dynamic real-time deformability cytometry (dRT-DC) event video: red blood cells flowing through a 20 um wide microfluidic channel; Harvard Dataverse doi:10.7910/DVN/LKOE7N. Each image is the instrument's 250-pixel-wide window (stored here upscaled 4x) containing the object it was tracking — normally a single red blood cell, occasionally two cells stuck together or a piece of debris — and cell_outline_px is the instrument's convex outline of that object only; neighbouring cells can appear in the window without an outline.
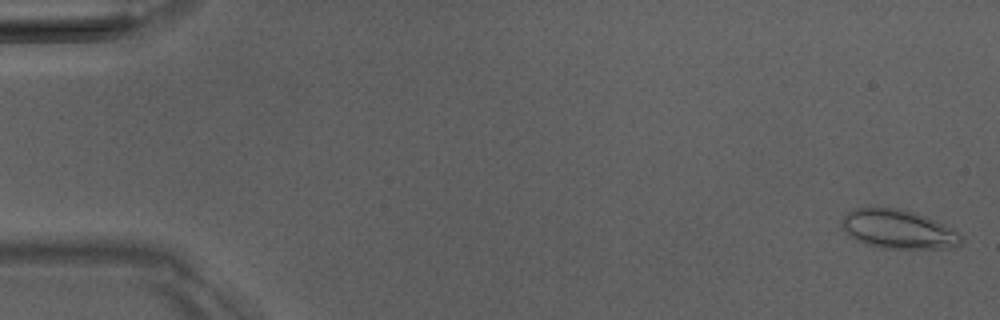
{"species": "Egyptian fruit bat (a non-hibernating species)", "species_latin": "Rousettus aegyptiacus", "temperature_condition": "room temperature", "stored_images_in_passage": 4, "camera_frame_rate_fps": 3000, "um_per_image_px": 0.085, "animal": {"sex": "male"}, "frame": {"image": 1, "passage_image": 1, "time_ms": 0.0, "image_size_px": [1000, 320], "cell_outline_px": [[960, 244], [948, 248], [880, 248], [864, 244], [852, 236], [840, 224], [840, 220], [848, 212], [856, 208], [896, 208], [912, 212], [936, 220], [952, 228], [960, 236]], "centroid_in_image_um": [76.33, 19.49], "position_along_channel_um": 8.7, "area_um2": 26.59}}